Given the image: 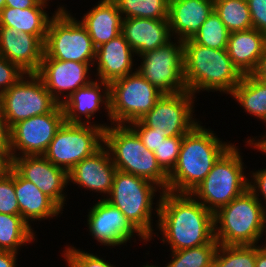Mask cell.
<instances>
[{"mask_svg": "<svg viewBox=\"0 0 266 267\" xmlns=\"http://www.w3.org/2000/svg\"><path fill=\"white\" fill-rule=\"evenodd\" d=\"M5 8V0H0V11Z\"/></svg>", "mask_w": 266, "mask_h": 267, "instance_id": "cell-49", "label": "cell"}, {"mask_svg": "<svg viewBox=\"0 0 266 267\" xmlns=\"http://www.w3.org/2000/svg\"><path fill=\"white\" fill-rule=\"evenodd\" d=\"M257 79H266V45L256 69L251 74Z\"/></svg>", "mask_w": 266, "mask_h": 267, "instance_id": "cell-46", "label": "cell"}, {"mask_svg": "<svg viewBox=\"0 0 266 267\" xmlns=\"http://www.w3.org/2000/svg\"><path fill=\"white\" fill-rule=\"evenodd\" d=\"M183 57L184 82L194 96L201 90L231 94L243 78L226 49L209 48L188 39L183 41Z\"/></svg>", "mask_w": 266, "mask_h": 267, "instance_id": "cell-3", "label": "cell"}, {"mask_svg": "<svg viewBox=\"0 0 266 267\" xmlns=\"http://www.w3.org/2000/svg\"><path fill=\"white\" fill-rule=\"evenodd\" d=\"M266 45V35L257 29L230 32L227 53L233 64L243 74H252Z\"/></svg>", "mask_w": 266, "mask_h": 267, "instance_id": "cell-25", "label": "cell"}, {"mask_svg": "<svg viewBox=\"0 0 266 267\" xmlns=\"http://www.w3.org/2000/svg\"><path fill=\"white\" fill-rule=\"evenodd\" d=\"M259 81H262L266 84V79H258Z\"/></svg>", "mask_w": 266, "mask_h": 267, "instance_id": "cell-51", "label": "cell"}, {"mask_svg": "<svg viewBox=\"0 0 266 267\" xmlns=\"http://www.w3.org/2000/svg\"><path fill=\"white\" fill-rule=\"evenodd\" d=\"M240 150L232 144L215 162L213 168L191 193L213 214L248 189Z\"/></svg>", "mask_w": 266, "mask_h": 267, "instance_id": "cell-7", "label": "cell"}, {"mask_svg": "<svg viewBox=\"0 0 266 267\" xmlns=\"http://www.w3.org/2000/svg\"><path fill=\"white\" fill-rule=\"evenodd\" d=\"M256 245L219 244L212 267H255Z\"/></svg>", "mask_w": 266, "mask_h": 267, "instance_id": "cell-33", "label": "cell"}, {"mask_svg": "<svg viewBox=\"0 0 266 267\" xmlns=\"http://www.w3.org/2000/svg\"><path fill=\"white\" fill-rule=\"evenodd\" d=\"M63 257L68 267H116L96 254L88 253L74 246H66Z\"/></svg>", "mask_w": 266, "mask_h": 267, "instance_id": "cell-36", "label": "cell"}, {"mask_svg": "<svg viewBox=\"0 0 266 267\" xmlns=\"http://www.w3.org/2000/svg\"><path fill=\"white\" fill-rule=\"evenodd\" d=\"M214 11L230 32L253 28L246 0H214Z\"/></svg>", "mask_w": 266, "mask_h": 267, "instance_id": "cell-30", "label": "cell"}, {"mask_svg": "<svg viewBox=\"0 0 266 267\" xmlns=\"http://www.w3.org/2000/svg\"><path fill=\"white\" fill-rule=\"evenodd\" d=\"M41 0H5V7L26 9L35 7Z\"/></svg>", "mask_w": 266, "mask_h": 267, "instance_id": "cell-45", "label": "cell"}, {"mask_svg": "<svg viewBox=\"0 0 266 267\" xmlns=\"http://www.w3.org/2000/svg\"><path fill=\"white\" fill-rule=\"evenodd\" d=\"M0 55L26 73H36L44 56V42L35 35L0 26Z\"/></svg>", "mask_w": 266, "mask_h": 267, "instance_id": "cell-20", "label": "cell"}, {"mask_svg": "<svg viewBox=\"0 0 266 267\" xmlns=\"http://www.w3.org/2000/svg\"><path fill=\"white\" fill-rule=\"evenodd\" d=\"M103 145L102 126L64 122L43 156L57 167L69 172L77 163L93 155Z\"/></svg>", "mask_w": 266, "mask_h": 267, "instance_id": "cell-10", "label": "cell"}, {"mask_svg": "<svg viewBox=\"0 0 266 267\" xmlns=\"http://www.w3.org/2000/svg\"><path fill=\"white\" fill-rule=\"evenodd\" d=\"M26 74L17 64L0 55V94L12 87Z\"/></svg>", "mask_w": 266, "mask_h": 267, "instance_id": "cell-39", "label": "cell"}, {"mask_svg": "<svg viewBox=\"0 0 266 267\" xmlns=\"http://www.w3.org/2000/svg\"><path fill=\"white\" fill-rule=\"evenodd\" d=\"M43 58L95 63L96 48L87 29L72 14H54L48 25Z\"/></svg>", "mask_w": 266, "mask_h": 267, "instance_id": "cell-9", "label": "cell"}, {"mask_svg": "<svg viewBox=\"0 0 266 267\" xmlns=\"http://www.w3.org/2000/svg\"><path fill=\"white\" fill-rule=\"evenodd\" d=\"M122 18L168 19L169 0H113Z\"/></svg>", "mask_w": 266, "mask_h": 267, "instance_id": "cell-31", "label": "cell"}, {"mask_svg": "<svg viewBox=\"0 0 266 267\" xmlns=\"http://www.w3.org/2000/svg\"><path fill=\"white\" fill-rule=\"evenodd\" d=\"M122 16L113 0H100L79 21L89 33L95 48L121 33Z\"/></svg>", "mask_w": 266, "mask_h": 267, "instance_id": "cell-27", "label": "cell"}, {"mask_svg": "<svg viewBox=\"0 0 266 267\" xmlns=\"http://www.w3.org/2000/svg\"><path fill=\"white\" fill-rule=\"evenodd\" d=\"M156 192L160 195L157 203H154ZM163 192L161 187L150 180L117 170L113 187L105 200L120 209L130 223L148 241H151L153 234L154 236L156 234L153 232L155 229H153L152 214L155 210L158 216Z\"/></svg>", "mask_w": 266, "mask_h": 267, "instance_id": "cell-5", "label": "cell"}, {"mask_svg": "<svg viewBox=\"0 0 266 267\" xmlns=\"http://www.w3.org/2000/svg\"><path fill=\"white\" fill-rule=\"evenodd\" d=\"M129 126L137 133L144 146L154 151L166 139V132L146 127L140 120L134 121Z\"/></svg>", "mask_w": 266, "mask_h": 267, "instance_id": "cell-38", "label": "cell"}, {"mask_svg": "<svg viewBox=\"0 0 266 267\" xmlns=\"http://www.w3.org/2000/svg\"><path fill=\"white\" fill-rule=\"evenodd\" d=\"M230 31L213 11L191 38L195 43L213 49H226Z\"/></svg>", "mask_w": 266, "mask_h": 267, "instance_id": "cell-34", "label": "cell"}, {"mask_svg": "<svg viewBox=\"0 0 266 267\" xmlns=\"http://www.w3.org/2000/svg\"><path fill=\"white\" fill-rule=\"evenodd\" d=\"M231 145L197 123L183 136L178 161L168 175V191L192 193Z\"/></svg>", "mask_w": 266, "mask_h": 267, "instance_id": "cell-2", "label": "cell"}, {"mask_svg": "<svg viewBox=\"0 0 266 267\" xmlns=\"http://www.w3.org/2000/svg\"><path fill=\"white\" fill-rule=\"evenodd\" d=\"M116 171L110 153L103 145L93 155L84 158L68 172L69 184L71 182L78 187L90 190V192L103 193L105 195L102 197L105 199L113 187Z\"/></svg>", "mask_w": 266, "mask_h": 267, "instance_id": "cell-19", "label": "cell"}, {"mask_svg": "<svg viewBox=\"0 0 266 267\" xmlns=\"http://www.w3.org/2000/svg\"><path fill=\"white\" fill-rule=\"evenodd\" d=\"M252 26L266 35V0H246Z\"/></svg>", "mask_w": 266, "mask_h": 267, "instance_id": "cell-40", "label": "cell"}, {"mask_svg": "<svg viewBox=\"0 0 266 267\" xmlns=\"http://www.w3.org/2000/svg\"><path fill=\"white\" fill-rule=\"evenodd\" d=\"M103 106L107 112V117L110 119V97L109 83L97 81L96 78L88 85L83 86L73 92L62 104L64 118L66 123L70 124H92L102 126L106 129L109 125L95 124L90 122L94 120V115ZM84 116V117H82ZM84 118V119H83Z\"/></svg>", "mask_w": 266, "mask_h": 267, "instance_id": "cell-18", "label": "cell"}, {"mask_svg": "<svg viewBox=\"0 0 266 267\" xmlns=\"http://www.w3.org/2000/svg\"><path fill=\"white\" fill-rule=\"evenodd\" d=\"M231 97L247 112L266 123V84L251 74L243 75Z\"/></svg>", "mask_w": 266, "mask_h": 267, "instance_id": "cell-28", "label": "cell"}, {"mask_svg": "<svg viewBox=\"0 0 266 267\" xmlns=\"http://www.w3.org/2000/svg\"><path fill=\"white\" fill-rule=\"evenodd\" d=\"M18 253L0 250V267H17Z\"/></svg>", "mask_w": 266, "mask_h": 267, "instance_id": "cell-44", "label": "cell"}, {"mask_svg": "<svg viewBox=\"0 0 266 267\" xmlns=\"http://www.w3.org/2000/svg\"><path fill=\"white\" fill-rule=\"evenodd\" d=\"M0 150H11V127L0 109Z\"/></svg>", "mask_w": 266, "mask_h": 267, "instance_id": "cell-42", "label": "cell"}, {"mask_svg": "<svg viewBox=\"0 0 266 267\" xmlns=\"http://www.w3.org/2000/svg\"><path fill=\"white\" fill-rule=\"evenodd\" d=\"M251 181L249 179L248 189L255 195L259 202L266 207V168L261 170L251 171ZM263 198H259L260 195ZM265 201V202H264ZM265 204H264V203Z\"/></svg>", "mask_w": 266, "mask_h": 267, "instance_id": "cell-41", "label": "cell"}, {"mask_svg": "<svg viewBox=\"0 0 266 267\" xmlns=\"http://www.w3.org/2000/svg\"><path fill=\"white\" fill-rule=\"evenodd\" d=\"M13 167L11 150H0V177L7 175Z\"/></svg>", "mask_w": 266, "mask_h": 267, "instance_id": "cell-43", "label": "cell"}, {"mask_svg": "<svg viewBox=\"0 0 266 267\" xmlns=\"http://www.w3.org/2000/svg\"><path fill=\"white\" fill-rule=\"evenodd\" d=\"M135 52L120 33L112 40L102 44L96 48V58L94 68L96 66V79L111 83L115 80L125 77L133 73V63ZM133 69V70H132Z\"/></svg>", "mask_w": 266, "mask_h": 267, "instance_id": "cell-21", "label": "cell"}, {"mask_svg": "<svg viewBox=\"0 0 266 267\" xmlns=\"http://www.w3.org/2000/svg\"><path fill=\"white\" fill-rule=\"evenodd\" d=\"M163 95L137 70L109 84L111 124L129 125L142 119Z\"/></svg>", "mask_w": 266, "mask_h": 267, "instance_id": "cell-8", "label": "cell"}, {"mask_svg": "<svg viewBox=\"0 0 266 267\" xmlns=\"http://www.w3.org/2000/svg\"><path fill=\"white\" fill-rule=\"evenodd\" d=\"M255 267H266V243L256 245Z\"/></svg>", "mask_w": 266, "mask_h": 267, "instance_id": "cell-48", "label": "cell"}, {"mask_svg": "<svg viewBox=\"0 0 266 267\" xmlns=\"http://www.w3.org/2000/svg\"><path fill=\"white\" fill-rule=\"evenodd\" d=\"M173 41L138 56L142 60L136 70L163 94L187 91L183 41L176 38Z\"/></svg>", "mask_w": 266, "mask_h": 267, "instance_id": "cell-12", "label": "cell"}, {"mask_svg": "<svg viewBox=\"0 0 266 267\" xmlns=\"http://www.w3.org/2000/svg\"><path fill=\"white\" fill-rule=\"evenodd\" d=\"M214 226L221 245H257L266 233V207L247 189L214 213Z\"/></svg>", "mask_w": 266, "mask_h": 267, "instance_id": "cell-4", "label": "cell"}, {"mask_svg": "<svg viewBox=\"0 0 266 267\" xmlns=\"http://www.w3.org/2000/svg\"><path fill=\"white\" fill-rule=\"evenodd\" d=\"M142 266H143V267H158V266H155V265H152V264L149 265V263H147L146 265H142ZM142 266H141V267H142Z\"/></svg>", "mask_w": 266, "mask_h": 267, "instance_id": "cell-50", "label": "cell"}, {"mask_svg": "<svg viewBox=\"0 0 266 267\" xmlns=\"http://www.w3.org/2000/svg\"><path fill=\"white\" fill-rule=\"evenodd\" d=\"M13 168L64 211V204H67L65 203L67 195L64 193V188L69 185L66 170L57 167L43 155L15 157L13 158Z\"/></svg>", "mask_w": 266, "mask_h": 267, "instance_id": "cell-17", "label": "cell"}, {"mask_svg": "<svg viewBox=\"0 0 266 267\" xmlns=\"http://www.w3.org/2000/svg\"><path fill=\"white\" fill-rule=\"evenodd\" d=\"M121 33L137 57L173 38L168 19L123 18Z\"/></svg>", "mask_w": 266, "mask_h": 267, "instance_id": "cell-22", "label": "cell"}, {"mask_svg": "<svg viewBox=\"0 0 266 267\" xmlns=\"http://www.w3.org/2000/svg\"><path fill=\"white\" fill-rule=\"evenodd\" d=\"M64 122V111L59 104L52 112L14 124L11 127L12 159L20 156L44 155Z\"/></svg>", "mask_w": 266, "mask_h": 267, "instance_id": "cell-13", "label": "cell"}, {"mask_svg": "<svg viewBox=\"0 0 266 267\" xmlns=\"http://www.w3.org/2000/svg\"><path fill=\"white\" fill-rule=\"evenodd\" d=\"M48 3L41 0L35 7L15 9L5 7L0 11V26L15 28L19 32L29 33L39 37L44 43L47 36L48 25L54 14H71L64 6L57 8L52 16L47 11Z\"/></svg>", "mask_w": 266, "mask_h": 267, "instance_id": "cell-24", "label": "cell"}, {"mask_svg": "<svg viewBox=\"0 0 266 267\" xmlns=\"http://www.w3.org/2000/svg\"><path fill=\"white\" fill-rule=\"evenodd\" d=\"M247 145L250 147H253L254 150L257 149L258 151L262 152L263 155H266V132L264 135H262V137L260 139L257 140V138H248L247 139Z\"/></svg>", "mask_w": 266, "mask_h": 267, "instance_id": "cell-47", "label": "cell"}, {"mask_svg": "<svg viewBox=\"0 0 266 267\" xmlns=\"http://www.w3.org/2000/svg\"><path fill=\"white\" fill-rule=\"evenodd\" d=\"M214 11V0H169L168 23L173 39H191Z\"/></svg>", "mask_w": 266, "mask_h": 267, "instance_id": "cell-23", "label": "cell"}, {"mask_svg": "<svg viewBox=\"0 0 266 267\" xmlns=\"http://www.w3.org/2000/svg\"><path fill=\"white\" fill-rule=\"evenodd\" d=\"M183 137H168L153 151L161 169L169 175L179 158Z\"/></svg>", "mask_w": 266, "mask_h": 267, "instance_id": "cell-35", "label": "cell"}, {"mask_svg": "<svg viewBox=\"0 0 266 267\" xmlns=\"http://www.w3.org/2000/svg\"><path fill=\"white\" fill-rule=\"evenodd\" d=\"M90 66L94 67V63L42 58L36 74L51 96L62 105L73 92L93 81Z\"/></svg>", "mask_w": 266, "mask_h": 267, "instance_id": "cell-16", "label": "cell"}, {"mask_svg": "<svg viewBox=\"0 0 266 267\" xmlns=\"http://www.w3.org/2000/svg\"><path fill=\"white\" fill-rule=\"evenodd\" d=\"M59 103L36 73H26L0 94V109L12 127L21 120L52 112Z\"/></svg>", "mask_w": 266, "mask_h": 267, "instance_id": "cell-11", "label": "cell"}, {"mask_svg": "<svg viewBox=\"0 0 266 267\" xmlns=\"http://www.w3.org/2000/svg\"><path fill=\"white\" fill-rule=\"evenodd\" d=\"M104 146L117 170L143 177L168 191V175L129 125L111 124L104 129Z\"/></svg>", "mask_w": 266, "mask_h": 267, "instance_id": "cell-6", "label": "cell"}, {"mask_svg": "<svg viewBox=\"0 0 266 267\" xmlns=\"http://www.w3.org/2000/svg\"><path fill=\"white\" fill-rule=\"evenodd\" d=\"M0 213L9 215H20L19 204L14 188V168L0 177Z\"/></svg>", "mask_w": 266, "mask_h": 267, "instance_id": "cell-37", "label": "cell"}, {"mask_svg": "<svg viewBox=\"0 0 266 267\" xmlns=\"http://www.w3.org/2000/svg\"><path fill=\"white\" fill-rule=\"evenodd\" d=\"M218 246L214 240L199 247L171 251V260L163 267H212Z\"/></svg>", "mask_w": 266, "mask_h": 267, "instance_id": "cell-32", "label": "cell"}, {"mask_svg": "<svg viewBox=\"0 0 266 267\" xmlns=\"http://www.w3.org/2000/svg\"><path fill=\"white\" fill-rule=\"evenodd\" d=\"M156 228L171 251L199 247L215 240L214 214L191 193L164 191Z\"/></svg>", "mask_w": 266, "mask_h": 267, "instance_id": "cell-1", "label": "cell"}, {"mask_svg": "<svg viewBox=\"0 0 266 267\" xmlns=\"http://www.w3.org/2000/svg\"><path fill=\"white\" fill-rule=\"evenodd\" d=\"M196 96L189 91L163 94L140 121L154 130H163L168 137H183L199 121L193 118Z\"/></svg>", "mask_w": 266, "mask_h": 267, "instance_id": "cell-14", "label": "cell"}, {"mask_svg": "<svg viewBox=\"0 0 266 267\" xmlns=\"http://www.w3.org/2000/svg\"><path fill=\"white\" fill-rule=\"evenodd\" d=\"M14 188L20 216L31 226L32 221L58 217L62 210L32 182L14 169Z\"/></svg>", "mask_w": 266, "mask_h": 267, "instance_id": "cell-26", "label": "cell"}, {"mask_svg": "<svg viewBox=\"0 0 266 267\" xmlns=\"http://www.w3.org/2000/svg\"><path fill=\"white\" fill-rule=\"evenodd\" d=\"M35 233L22 216L0 213V250L18 253L20 247L35 241Z\"/></svg>", "mask_w": 266, "mask_h": 267, "instance_id": "cell-29", "label": "cell"}, {"mask_svg": "<svg viewBox=\"0 0 266 267\" xmlns=\"http://www.w3.org/2000/svg\"><path fill=\"white\" fill-rule=\"evenodd\" d=\"M87 225L93 239L104 246L126 245L135 235L148 240L130 223L123 212L110 202L99 198L88 210ZM125 243V244H124Z\"/></svg>", "mask_w": 266, "mask_h": 267, "instance_id": "cell-15", "label": "cell"}]
</instances>
